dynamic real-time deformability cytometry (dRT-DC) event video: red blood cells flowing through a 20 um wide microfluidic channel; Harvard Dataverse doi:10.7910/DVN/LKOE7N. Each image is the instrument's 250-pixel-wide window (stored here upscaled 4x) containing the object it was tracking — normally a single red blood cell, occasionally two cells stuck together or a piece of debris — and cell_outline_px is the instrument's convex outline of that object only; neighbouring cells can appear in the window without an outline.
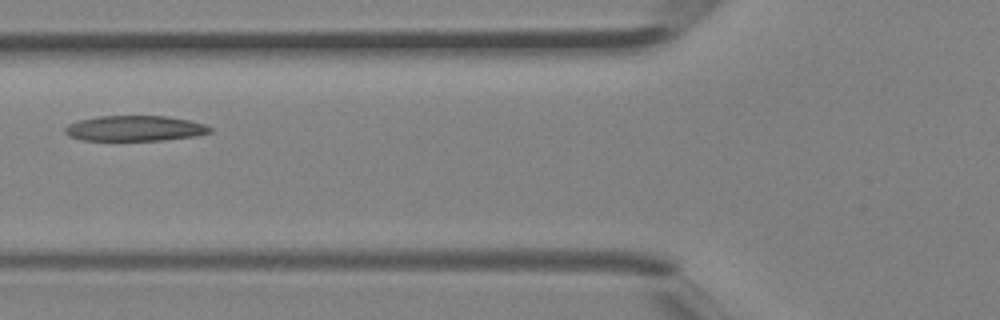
{"species": "Egyptian fruit bat (a non-hibernating species)", "species_latin": "Rousettus aegyptiacus", "temperature_condition": "room temperature", "stored_images_in_passage": 4, "camera_frame_rate_fps": 3000, "um_per_image_px": 0.085, "animal": {"sex": "female"}, "frame": {"image": 1, "passage_image": 4, "time_ms": 1.0, "image_size_px": [1000, 320], "cell_outline_px": [[212, 132], [196, 136], [164, 140], [80, 140], [68, 136], [64, 132], [64, 128], [68, 124], [80, 120], [96, 116], [168, 116], [188, 120], [204, 124], [212, 128]], "centroid_in_image_um": [11.45, 10.91], "position_along_channel_um": 114.4, "area_um2": 21.56}}